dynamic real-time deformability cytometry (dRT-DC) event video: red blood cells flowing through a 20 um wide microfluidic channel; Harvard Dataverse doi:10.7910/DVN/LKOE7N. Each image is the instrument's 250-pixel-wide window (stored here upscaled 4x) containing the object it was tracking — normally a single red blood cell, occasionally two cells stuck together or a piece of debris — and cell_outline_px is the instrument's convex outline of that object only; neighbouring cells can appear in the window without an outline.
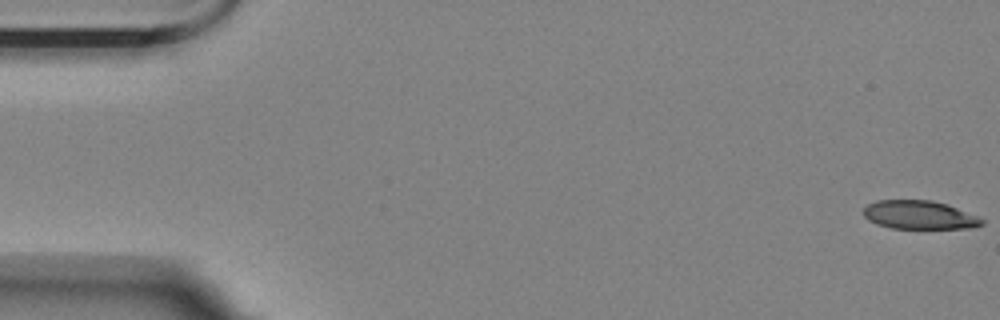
{"species": "Egyptian fruit bat (a non-hibernating species)", "species_latin": "Rousettus aegyptiacus", "temperature_condition": "room temperature", "stored_images_in_passage": 4, "camera_frame_rate_fps": 3000, "um_per_image_px": 0.085, "animal": {"sex": "female"}, "frame": {"image": 1, "passage_image": 1, "time_ms": 0.0, "image_size_px": [1000, 320], "cell_outline_px": [[984, 224], [972, 228], [892, 228], [876, 224], [868, 220], [864, 216], [864, 208], [868, 204], [876, 200], [932, 200], [948, 204], [976, 216], [984, 220]], "centroid_in_image_um": [78.13, 18.26], "position_along_channel_um": 6.9, "area_um2": 19.65}}